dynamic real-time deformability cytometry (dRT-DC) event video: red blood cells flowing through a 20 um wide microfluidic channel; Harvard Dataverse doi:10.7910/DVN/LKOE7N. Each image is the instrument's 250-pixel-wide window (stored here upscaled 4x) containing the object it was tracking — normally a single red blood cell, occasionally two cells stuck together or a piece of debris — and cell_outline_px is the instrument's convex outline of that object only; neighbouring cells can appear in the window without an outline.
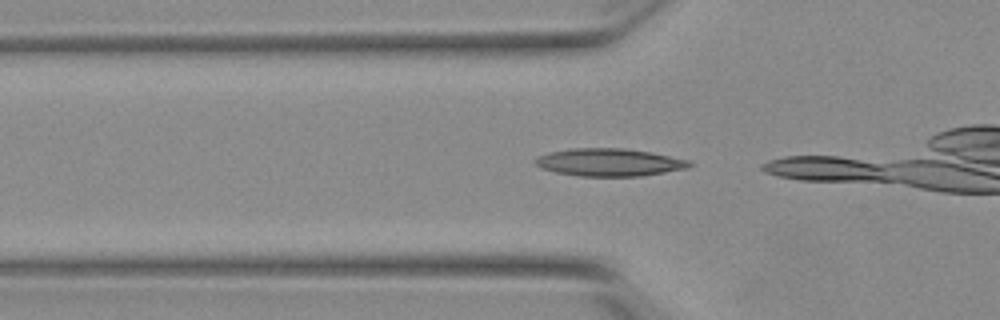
{"species": "Egyptian fruit bat (a non-hibernating species)", "species_latin": "Rousettus aegyptiacus", "temperature_condition": "warm", "stored_images_in_passage": 4, "camera_frame_rate_fps": 3000, "um_per_image_px": 0.085, "animal": {"sex": "female"}, "frame": {"image": 1, "passage_image": 2, "time_ms": 0.333, "image_size_px": [1000, 320], "cell_outline_px": [[692, 164], [688, 168], [640, 176], [580, 176], [556, 172], [540, 168], [532, 160], [548, 152], [568, 148], [624, 148], [648, 152], [688, 160]], "centroid_in_image_um": [51.73, 13.79], "position_along_channel_um": 74.1, "area_um2": 24.68}}